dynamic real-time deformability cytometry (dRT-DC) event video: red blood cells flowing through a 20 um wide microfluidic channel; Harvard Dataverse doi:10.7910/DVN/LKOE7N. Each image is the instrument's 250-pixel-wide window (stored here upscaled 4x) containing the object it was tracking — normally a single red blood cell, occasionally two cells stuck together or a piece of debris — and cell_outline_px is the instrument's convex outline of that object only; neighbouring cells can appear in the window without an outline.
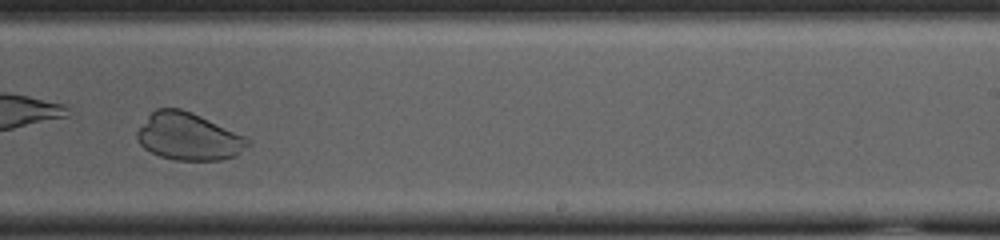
{"species": "common noctule bat (a hibernating species)", "species_latin": "Nyctalus noctula", "temperature_condition": "cold", "stored_images_in_passage": 37, "camera_frame_rate_fps": 3000, "um_per_image_px": 0.085, "animal": {"sex": "female", "body_mass_g": 23.0, "forearm_length_mm": 53.4}, "frame": {"image": 1, "passage_image": 27, "time_ms": 8.667, "image_size_px": [1000, 240], "cell_outline_px": [[252, 140], [236, 156], [220, 160], [176, 160], [160, 156], [144, 148], [140, 144], [136, 136], [136, 132], [148, 116], [156, 108], [180, 108], [192, 112], [244, 136]], "centroid_in_image_um": [16.01, 11.61], "position_along_channel_um": 273.0, "area_um2": 30.29}}